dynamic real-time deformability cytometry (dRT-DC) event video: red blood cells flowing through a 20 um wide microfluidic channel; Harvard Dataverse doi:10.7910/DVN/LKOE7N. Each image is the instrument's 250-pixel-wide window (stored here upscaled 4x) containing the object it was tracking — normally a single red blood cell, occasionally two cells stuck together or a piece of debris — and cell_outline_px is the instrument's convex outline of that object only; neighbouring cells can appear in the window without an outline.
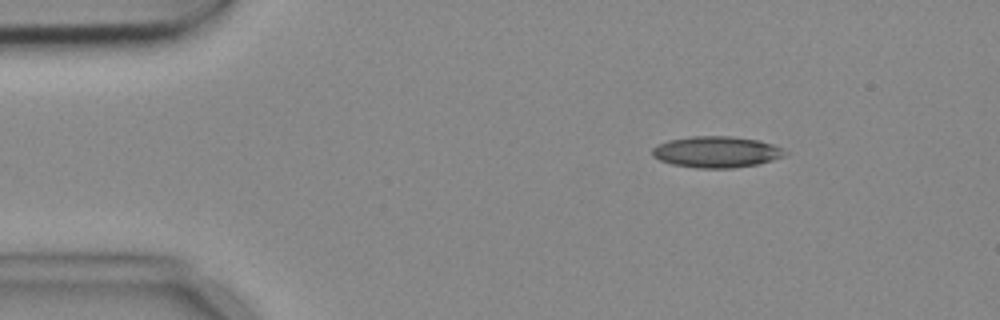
{"species": "common noctule bat (a hibernating species)", "species_latin": "Nyctalus noctula", "temperature_condition": "cold", "stored_images_in_passage": 3, "camera_frame_rate_fps": 3000, "um_per_image_px": 0.085, "animal": {"sex": "female", "body_mass_g": 18.4}, "frame": {"image": 1, "passage_image": 1, "time_ms": 0.0, "image_size_px": [1000, 320], "cell_outline_px": [[788, 152], [784, 156], [772, 160], [756, 164], [732, 168], [700, 168], [672, 164], [660, 160], [652, 156], [652, 148], [656, 144], [668, 140], [692, 136], [732, 136], [760, 140], [772, 144]], "centroid_in_image_um": [60.87, 12.9], "position_along_channel_um": 24.1, "area_um2": 24.16}}